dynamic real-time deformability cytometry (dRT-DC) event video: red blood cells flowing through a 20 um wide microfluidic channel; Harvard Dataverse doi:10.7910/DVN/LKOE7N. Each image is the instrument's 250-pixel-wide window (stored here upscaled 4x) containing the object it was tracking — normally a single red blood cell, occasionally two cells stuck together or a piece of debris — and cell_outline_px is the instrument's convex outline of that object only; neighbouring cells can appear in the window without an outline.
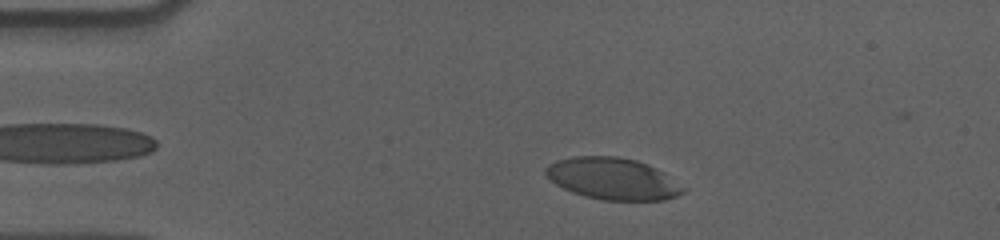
{"species": "human", "species_latin": "Homo sapiens", "temperature_condition": "cold", "stored_images_in_passage": 45, "camera_frame_rate_fps": 3000, "um_per_image_px": 0.085, "donor": {"sex": "male"}, "frame": {"image": 1, "passage_image": 8, "time_ms": 2.333, "image_size_px": [1000, 240], "cell_outline_px": [[688, 188], [684, 192], [676, 196], [664, 200], [604, 200], [584, 196], [572, 192], [556, 184], [544, 172], [544, 168], [548, 164], [556, 160], [572, 156], [616, 156], [636, 160], [648, 164], [664, 172]], "centroid_in_image_um": [52.11, 15.18], "position_along_channel_um": 32.9, "area_um2": 33.64}}
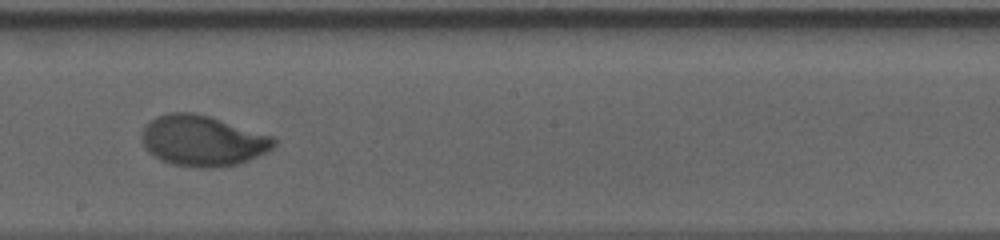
{"frame": {"image": 2, "passage_image": 29, "time_ms": 9.333, "image_size_px": [1000, 240], "cell_outline_px": [[276, 144], [268, 152], [248, 160], [236, 164], [212, 168], [204, 168], [172, 164], [160, 160], [148, 152], [140, 140], [144, 128], [156, 116], [168, 112], [192, 112], [208, 116], [272, 136], [276, 140]], "centroid_in_image_um": [17.2, 11.97], "position_along_channel_um": 231.0, "area_um2": 38.84}}
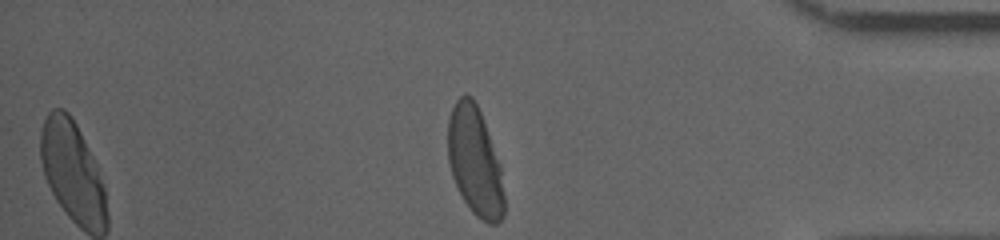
{"frame": {"image": 3, "passage_image": 45, "time_ms": 14.667, "image_size_px": [1000, 240], "cell_outline_px": [[504, 216], [496, 224], [488, 224], [476, 216], [472, 212], [464, 200], [452, 176], [448, 160], [448, 120], [452, 108], [456, 100], [464, 92], [472, 96], [480, 112], [500, 164], [504, 196]], "centroid_in_image_um": [40.36, 13.72], "position_along_channel_um": 394.8, "area_um2": 35.55}, "authors_computed_cell_mechanics": {"area_um2": 37.6856, "velocity_mm_per_s": 3.5689, "shape_relaxation_time_tau1_ms": 3.2926, "shape_relaxation_time_tau2_ms": null, "deformation_change_tau1": 0.1869, "deformation_change_tau2": null}}